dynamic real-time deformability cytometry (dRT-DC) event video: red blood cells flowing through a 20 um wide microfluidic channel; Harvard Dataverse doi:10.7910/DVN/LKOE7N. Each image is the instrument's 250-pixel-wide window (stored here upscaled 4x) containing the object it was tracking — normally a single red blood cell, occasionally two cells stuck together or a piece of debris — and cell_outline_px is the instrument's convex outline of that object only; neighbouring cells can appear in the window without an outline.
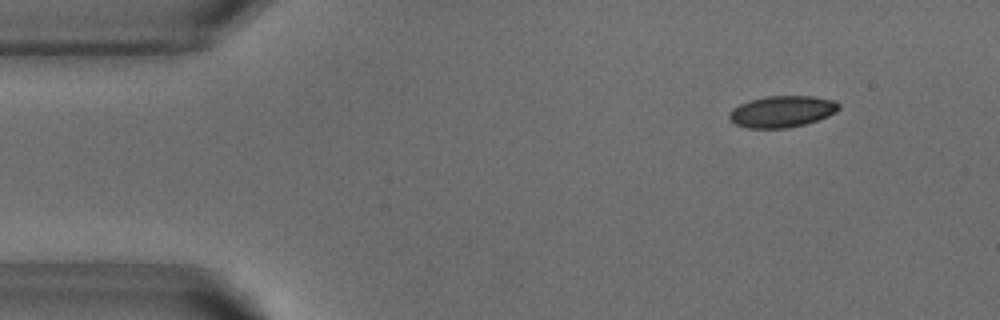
{"species": "common noctule bat (a hibernating species)", "species_latin": "Nyctalus noctula", "temperature_condition": "warm", "stored_images_in_passage": 48, "camera_frame_rate_fps": 3000, "um_per_image_px": 0.085, "animal": {"sex": "male", "body_mass_g": 18.8}, "frame": {"image": 1, "passage_image": 1, "time_ms": 0.0, "image_size_px": [1000, 320], "cell_outline_px": [[840, 108], [836, 112], [828, 116], [804, 124], [788, 128], [748, 128], [736, 124], [728, 116], [728, 112], [732, 108], [740, 104], [752, 100], [768, 96], [812, 96], [836, 100], [840, 104]], "centroid_in_image_um": [66.49, 9.47], "position_along_channel_um": 18.5, "area_um2": 20.06}}
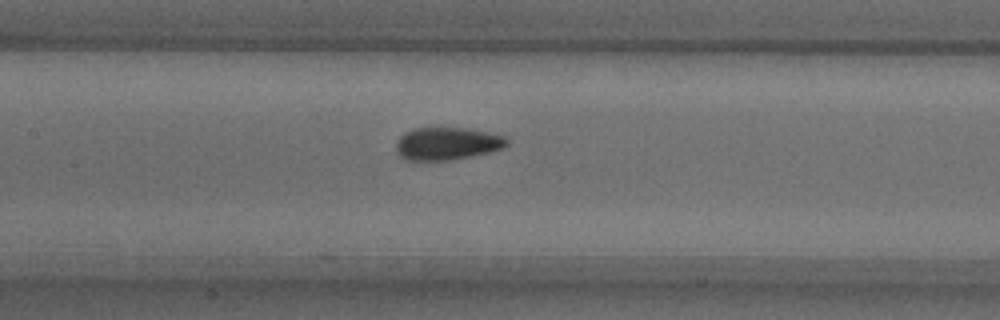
{"frame": {"image": 2, "passage_image": 19, "time_ms": 6.0, "image_size_px": [1000, 320], "cell_outline_px": [[508, 144], [504, 148], [488, 152], [448, 160], [404, 160], [396, 152], [396, 144], [400, 136], [404, 132], [416, 128], [432, 124], [468, 128], [488, 132], [504, 136], [508, 140]], "centroid_in_image_um": [37.96, 12.15], "position_along_channel_um": 169.4, "area_um2": 21.73}}
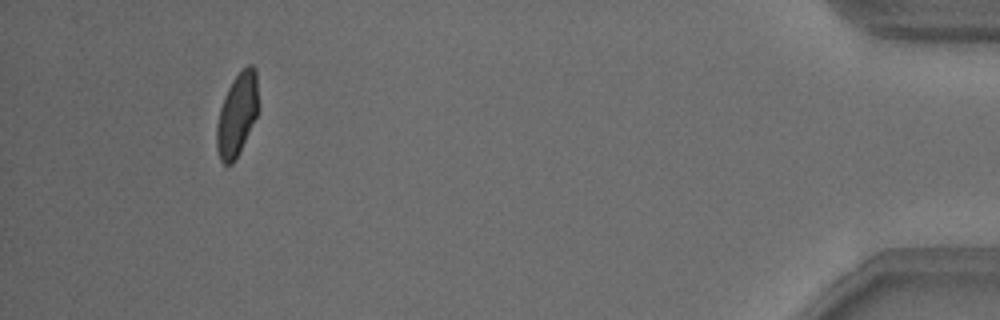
{"frame": {"image": 3, "passage_image": 44, "time_ms": 14.333, "image_size_px": [1000, 320], "cell_outline_px": [[256, 116], [232, 164], [224, 164], [220, 160], [216, 148], [216, 124], [220, 108], [224, 96], [232, 80], [248, 64], [252, 64], [256, 68]], "centroid_in_image_um": [20.1, 9.73], "position_along_channel_um": 415.1, "area_um2": 19.42}, "authors_computed_cell_mechanics": {"area_um2": 20.8658, "velocity_mm_per_s": 3.8106, "shape_relaxation_time_tau1_ms": 6.602, "shape_relaxation_time_tau2_ms": 1.1912, "deformation_change_tau1": 0.1649, "deformation_change_tau2": 0.05}}